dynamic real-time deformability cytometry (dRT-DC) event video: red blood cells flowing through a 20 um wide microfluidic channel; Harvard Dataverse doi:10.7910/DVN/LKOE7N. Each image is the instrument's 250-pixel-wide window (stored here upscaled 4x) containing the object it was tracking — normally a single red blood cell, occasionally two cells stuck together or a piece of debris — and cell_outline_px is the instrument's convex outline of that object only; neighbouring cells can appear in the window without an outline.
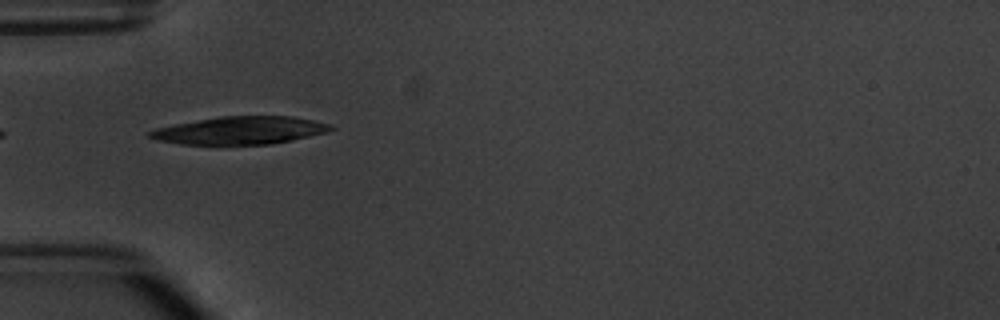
{"species": "common noctule bat (a hibernating species)", "species_latin": "Nyctalus noctula", "temperature_condition": "warm", "stored_images_in_passage": 7, "camera_frame_rate_fps": 3000, "um_per_image_px": 0.085, "animal": {"sex": "male", "body_mass_g": 20.1, "forearm_length_mm": 53.5}, "frame": {"image": 1, "passage_image": 5, "time_ms": 5.667, "image_size_px": [1000, 320], "cell_outline_px": [[336, 128], [328, 132], [292, 140], [272, 144], [180, 144], [156, 140], [148, 136], [148, 132], [156, 128], [172, 124], [220, 116], [292, 116], [332, 124]], "centroid_in_image_um": [20.42, 11.08], "position_along_channel_um": 64.6, "area_um2": 29.36}}